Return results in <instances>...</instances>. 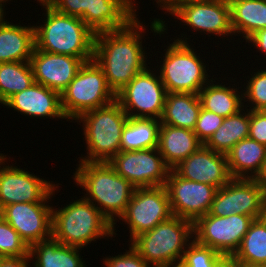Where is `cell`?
Instances as JSON below:
<instances>
[{
  "label": "cell",
  "mask_w": 266,
  "mask_h": 267,
  "mask_svg": "<svg viewBox=\"0 0 266 267\" xmlns=\"http://www.w3.org/2000/svg\"><path fill=\"white\" fill-rule=\"evenodd\" d=\"M145 26L136 17L125 28L95 34L93 60L115 94L151 63L142 45Z\"/></svg>",
  "instance_id": "1"
},
{
  "label": "cell",
  "mask_w": 266,
  "mask_h": 267,
  "mask_svg": "<svg viewBox=\"0 0 266 267\" xmlns=\"http://www.w3.org/2000/svg\"><path fill=\"white\" fill-rule=\"evenodd\" d=\"M78 163L73 173L74 183L86 191L83 197L113 224V235L116 237L115 225L125 213L136 187L117 174L108 162Z\"/></svg>",
  "instance_id": "2"
},
{
  "label": "cell",
  "mask_w": 266,
  "mask_h": 267,
  "mask_svg": "<svg viewBox=\"0 0 266 267\" xmlns=\"http://www.w3.org/2000/svg\"><path fill=\"white\" fill-rule=\"evenodd\" d=\"M37 2L46 13L43 25H34L35 49L93 60L95 33L79 17L61 14L44 0Z\"/></svg>",
  "instance_id": "3"
},
{
  "label": "cell",
  "mask_w": 266,
  "mask_h": 267,
  "mask_svg": "<svg viewBox=\"0 0 266 267\" xmlns=\"http://www.w3.org/2000/svg\"><path fill=\"white\" fill-rule=\"evenodd\" d=\"M52 207V237L63 245L84 248L98 239H113V224L84 197Z\"/></svg>",
  "instance_id": "4"
},
{
  "label": "cell",
  "mask_w": 266,
  "mask_h": 267,
  "mask_svg": "<svg viewBox=\"0 0 266 267\" xmlns=\"http://www.w3.org/2000/svg\"><path fill=\"white\" fill-rule=\"evenodd\" d=\"M193 240V223L172 216L128 242L151 267H179Z\"/></svg>",
  "instance_id": "5"
},
{
  "label": "cell",
  "mask_w": 266,
  "mask_h": 267,
  "mask_svg": "<svg viewBox=\"0 0 266 267\" xmlns=\"http://www.w3.org/2000/svg\"><path fill=\"white\" fill-rule=\"evenodd\" d=\"M128 119L117 100L80 115L75 122L83 124L88 155L81 156L79 161L109 162L121 151L122 130Z\"/></svg>",
  "instance_id": "6"
},
{
  "label": "cell",
  "mask_w": 266,
  "mask_h": 267,
  "mask_svg": "<svg viewBox=\"0 0 266 267\" xmlns=\"http://www.w3.org/2000/svg\"><path fill=\"white\" fill-rule=\"evenodd\" d=\"M180 35L179 38L175 37L177 39H174V42L167 44L169 46L164 49L166 51L161 58L163 61H160L162 64L159 66L160 70L158 68L157 71L167 93L198 95L200 90L211 80L209 79L211 76L207 72L209 69L200 58V53L195 51V47L189 45L190 39L187 38V34L181 33Z\"/></svg>",
  "instance_id": "7"
},
{
  "label": "cell",
  "mask_w": 266,
  "mask_h": 267,
  "mask_svg": "<svg viewBox=\"0 0 266 267\" xmlns=\"http://www.w3.org/2000/svg\"><path fill=\"white\" fill-rule=\"evenodd\" d=\"M44 1L61 14L79 17L95 34L125 28L139 16L135 0Z\"/></svg>",
  "instance_id": "8"
},
{
  "label": "cell",
  "mask_w": 266,
  "mask_h": 267,
  "mask_svg": "<svg viewBox=\"0 0 266 267\" xmlns=\"http://www.w3.org/2000/svg\"><path fill=\"white\" fill-rule=\"evenodd\" d=\"M115 100L116 94L94 60L85 62L61 93V107L66 121L70 122L87 111L106 106Z\"/></svg>",
  "instance_id": "9"
},
{
  "label": "cell",
  "mask_w": 266,
  "mask_h": 267,
  "mask_svg": "<svg viewBox=\"0 0 266 267\" xmlns=\"http://www.w3.org/2000/svg\"><path fill=\"white\" fill-rule=\"evenodd\" d=\"M153 72L147 66L116 94V100L129 117L160 120L167 92L157 70Z\"/></svg>",
  "instance_id": "10"
},
{
  "label": "cell",
  "mask_w": 266,
  "mask_h": 267,
  "mask_svg": "<svg viewBox=\"0 0 266 267\" xmlns=\"http://www.w3.org/2000/svg\"><path fill=\"white\" fill-rule=\"evenodd\" d=\"M253 221L254 218L247 215L218 217L208 213L193 223L194 240L225 258H231Z\"/></svg>",
  "instance_id": "11"
},
{
  "label": "cell",
  "mask_w": 266,
  "mask_h": 267,
  "mask_svg": "<svg viewBox=\"0 0 266 267\" xmlns=\"http://www.w3.org/2000/svg\"><path fill=\"white\" fill-rule=\"evenodd\" d=\"M173 216L166 186L135 188L125 213L119 218L129 228L130 241Z\"/></svg>",
  "instance_id": "12"
},
{
  "label": "cell",
  "mask_w": 266,
  "mask_h": 267,
  "mask_svg": "<svg viewBox=\"0 0 266 267\" xmlns=\"http://www.w3.org/2000/svg\"><path fill=\"white\" fill-rule=\"evenodd\" d=\"M208 213L218 217L240 214L259 219L266 216V194L255 179L232 178L217 189Z\"/></svg>",
  "instance_id": "13"
},
{
  "label": "cell",
  "mask_w": 266,
  "mask_h": 267,
  "mask_svg": "<svg viewBox=\"0 0 266 267\" xmlns=\"http://www.w3.org/2000/svg\"><path fill=\"white\" fill-rule=\"evenodd\" d=\"M108 163L136 188L165 186L170 171L158 148L119 151Z\"/></svg>",
  "instance_id": "14"
},
{
  "label": "cell",
  "mask_w": 266,
  "mask_h": 267,
  "mask_svg": "<svg viewBox=\"0 0 266 267\" xmlns=\"http://www.w3.org/2000/svg\"><path fill=\"white\" fill-rule=\"evenodd\" d=\"M7 159L0 163V204L3 207L13 203L50 202L49 199L62 185L53 184V181L40 178L14 164L6 165Z\"/></svg>",
  "instance_id": "15"
},
{
  "label": "cell",
  "mask_w": 266,
  "mask_h": 267,
  "mask_svg": "<svg viewBox=\"0 0 266 267\" xmlns=\"http://www.w3.org/2000/svg\"><path fill=\"white\" fill-rule=\"evenodd\" d=\"M180 20L193 32L221 37L233 36L230 6L221 0H188L168 14ZM189 26V27H188ZM210 34V35H209ZM232 34V35H231Z\"/></svg>",
  "instance_id": "16"
},
{
  "label": "cell",
  "mask_w": 266,
  "mask_h": 267,
  "mask_svg": "<svg viewBox=\"0 0 266 267\" xmlns=\"http://www.w3.org/2000/svg\"><path fill=\"white\" fill-rule=\"evenodd\" d=\"M166 189L173 216H178L194 223L198 218L208 214L217 188L180 177L170 169Z\"/></svg>",
  "instance_id": "17"
},
{
  "label": "cell",
  "mask_w": 266,
  "mask_h": 267,
  "mask_svg": "<svg viewBox=\"0 0 266 267\" xmlns=\"http://www.w3.org/2000/svg\"><path fill=\"white\" fill-rule=\"evenodd\" d=\"M49 202L13 203L4 207L8 222L30 247L52 237V205Z\"/></svg>",
  "instance_id": "18"
},
{
  "label": "cell",
  "mask_w": 266,
  "mask_h": 267,
  "mask_svg": "<svg viewBox=\"0 0 266 267\" xmlns=\"http://www.w3.org/2000/svg\"><path fill=\"white\" fill-rule=\"evenodd\" d=\"M173 170L186 180L212 185L217 189L232 179L226 154L215 152L204 144Z\"/></svg>",
  "instance_id": "19"
},
{
  "label": "cell",
  "mask_w": 266,
  "mask_h": 267,
  "mask_svg": "<svg viewBox=\"0 0 266 267\" xmlns=\"http://www.w3.org/2000/svg\"><path fill=\"white\" fill-rule=\"evenodd\" d=\"M84 63L81 58L35 48L30 58L34 82L60 94L68 87Z\"/></svg>",
  "instance_id": "20"
},
{
  "label": "cell",
  "mask_w": 266,
  "mask_h": 267,
  "mask_svg": "<svg viewBox=\"0 0 266 267\" xmlns=\"http://www.w3.org/2000/svg\"><path fill=\"white\" fill-rule=\"evenodd\" d=\"M2 106L33 119H67L61 107V94L35 82L28 89L11 96Z\"/></svg>",
  "instance_id": "21"
},
{
  "label": "cell",
  "mask_w": 266,
  "mask_h": 267,
  "mask_svg": "<svg viewBox=\"0 0 266 267\" xmlns=\"http://www.w3.org/2000/svg\"><path fill=\"white\" fill-rule=\"evenodd\" d=\"M203 143L193 130L161 124L159 128L158 150L165 164L173 169Z\"/></svg>",
  "instance_id": "22"
},
{
  "label": "cell",
  "mask_w": 266,
  "mask_h": 267,
  "mask_svg": "<svg viewBox=\"0 0 266 267\" xmlns=\"http://www.w3.org/2000/svg\"><path fill=\"white\" fill-rule=\"evenodd\" d=\"M0 21V63L30 61L35 48L34 26Z\"/></svg>",
  "instance_id": "23"
},
{
  "label": "cell",
  "mask_w": 266,
  "mask_h": 267,
  "mask_svg": "<svg viewBox=\"0 0 266 267\" xmlns=\"http://www.w3.org/2000/svg\"><path fill=\"white\" fill-rule=\"evenodd\" d=\"M79 247L61 244L50 237L29 247L33 267H86ZM35 258V259H34ZM34 259V260H33Z\"/></svg>",
  "instance_id": "24"
},
{
  "label": "cell",
  "mask_w": 266,
  "mask_h": 267,
  "mask_svg": "<svg viewBox=\"0 0 266 267\" xmlns=\"http://www.w3.org/2000/svg\"><path fill=\"white\" fill-rule=\"evenodd\" d=\"M226 158L232 178L255 179L266 160V146L248 137L232 147Z\"/></svg>",
  "instance_id": "25"
},
{
  "label": "cell",
  "mask_w": 266,
  "mask_h": 267,
  "mask_svg": "<svg viewBox=\"0 0 266 267\" xmlns=\"http://www.w3.org/2000/svg\"><path fill=\"white\" fill-rule=\"evenodd\" d=\"M230 85L227 87L223 82H216L212 76L198 93L202 108L224 118L242 110L244 108L243 91H239L240 87L237 88L235 84L232 87Z\"/></svg>",
  "instance_id": "26"
},
{
  "label": "cell",
  "mask_w": 266,
  "mask_h": 267,
  "mask_svg": "<svg viewBox=\"0 0 266 267\" xmlns=\"http://www.w3.org/2000/svg\"><path fill=\"white\" fill-rule=\"evenodd\" d=\"M200 98L194 93H167L161 124L194 130L201 110Z\"/></svg>",
  "instance_id": "27"
},
{
  "label": "cell",
  "mask_w": 266,
  "mask_h": 267,
  "mask_svg": "<svg viewBox=\"0 0 266 267\" xmlns=\"http://www.w3.org/2000/svg\"><path fill=\"white\" fill-rule=\"evenodd\" d=\"M230 9L234 36L247 40L256 31L266 28V0H240L231 4Z\"/></svg>",
  "instance_id": "28"
},
{
  "label": "cell",
  "mask_w": 266,
  "mask_h": 267,
  "mask_svg": "<svg viewBox=\"0 0 266 267\" xmlns=\"http://www.w3.org/2000/svg\"><path fill=\"white\" fill-rule=\"evenodd\" d=\"M249 126L250 110L243 108L238 113L225 117L204 145L215 152L226 154L242 139L249 137Z\"/></svg>",
  "instance_id": "29"
},
{
  "label": "cell",
  "mask_w": 266,
  "mask_h": 267,
  "mask_svg": "<svg viewBox=\"0 0 266 267\" xmlns=\"http://www.w3.org/2000/svg\"><path fill=\"white\" fill-rule=\"evenodd\" d=\"M161 122L154 118H131L122 130L121 151L158 148Z\"/></svg>",
  "instance_id": "30"
},
{
  "label": "cell",
  "mask_w": 266,
  "mask_h": 267,
  "mask_svg": "<svg viewBox=\"0 0 266 267\" xmlns=\"http://www.w3.org/2000/svg\"><path fill=\"white\" fill-rule=\"evenodd\" d=\"M231 258L247 265L266 266V216L254 219Z\"/></svg>",
  "instance_id": "31"
},
{
  "label": "cell",
  "mask_w": 266,
  "mask_h": 267,
  "mask_svg": "<svg viewBox=\"0 0 266 267\" xmlns=\"http://www.w3.org/2000/svg\"><path fill=\"white\" fill-rule=\"evenodd\" d=\"M34 83L30 61L0 63V104Z\"/></svg>",
  "instance_id": "32"
},
{
  "label": "cell",
  "mask_w": 266,
  "mask_h": 267,
  "mask_svg": "<svg viewBox=\"0 0 266 267\" xmlns=\"http://www.w3.org/2000/svg\"><path fill=\"white\" fill-rule=\"evenodd\" d=\"M225 257L193 240L186 248L179 267H223Z\"/></svg>",
  "instance_id": "33"
},
{
  "label": "cell",
  "mask_w": 266,
  "mask_h": 267,
  "mask_svg": "<svg viewBox=\"0 0 266 267\" xmlns=\"http://www.w3.org/2000/svg\"><path fill=\"white\" fill-rule=\"evenodd\" d=\"M247 77L246 86L243 85L244 90L242 89L244 91L243 102H247L246 104L244 103V108L266 110V69H259L257 72L252 71L251 78L250 76ZM247 104L250 105L248 106Z\"/></svg>",
  "instance_id": "34"
},
{
  "label": "cell",
  "mask_w": 266,
  "mask_h": 267,
  "mask_svg": "<svg viewBox=\"0 0 266 267\" xmlns=\"http://www.w3.org/2000/svg\"><path fill=\"white\" fill-rule=\"evenodd\" d=\"M29 256V247L4 219L0 222V257Z\"/></svg>",
  "instance_id": "35"
},
{
  "label": "cell",
  "mask_w": 266,
  "mask_h": 267,
  "mask_svg": "<svg viewBox=\"0 0 266 267\" xmlns=\"http://www.w3.org/2000/svg\"><path fill=\"white\" fill-rule=\"evenodd\" d=\"M223 120L224 117L201 108L193 131L198 139L205 144L213 133L221 126Z\"/></svg>",
  "instance_id": "36"
},
{
  "label": "cell",
  "mask_w": 266,
  "mask_h": 267,
  "mask_svg": "<svg viewBox=\"0 0 266 267\" xmlns=\"http://www.w3.org/2000/svg\"><path fill=\"white\" fill-rule=\"evenodd\" d=\"M124 254L117 256L104 257L103 264L105 267H151L130 245L129 250H125Z\"/></svg>",
  "instance_id": "37"
},
{
  "label": "cell",
  "mask_w": 266,
  "mask_h": 267,
  "mask_svg": "<svg viewBox=\"0 0 266 267\" xmlns=\"http://www.w3.org/2000/svg\"><path fill=\"white\" fill-rule=\"evenodd\" d=\"M249 138L266 146V111L250 110Z\"/></svg>",
  "instance_id": "38"
},
{
  "label": "cell",
  "mask_w": 266,
  "mask_h": 267,
  "mask_svg": "<svg viewBox=\"0 0 266 267\" xmlns=\"http://www.w3.org/2000/svg\"><path fill=\"white\" fill-rule=\"evenodd\" d=\"M246 42L248 45L251 43V47L253 46V49H258L259 52L264 53V57L266 60V28L261 29L253 33Z\"/></svg>",
  "instance_id": "39"
},
{
  "label": "cell",
  "mask_w": 266,
  "mask_h": 267,
  "mask_svg": "<svg viewBox=\"0 0 266 267\" xmlns=\"http://www.w3.org/2000/svg\"><path fill=\"white\" fill-rule=\"evenodd\" d=\"M29 256L25 257H0V267H32Z\"/></svg>",
  "instance_id": "40"
},
{
  "label": "cell",
  "mask_w": 266,
  "mask_h": 267,
  "mask_svg": "<svg viewBox=\"0 0 266 267\" xmlns=\"http://www.w3.org/2000/svg\"><path fill=\"white\" fill-rule=\"evenodd\" d=\"M158 4L159 10H165V13H172L181 3L188 0H154ZM160 6V7H159ZM167 11V12H166Z\"/></svg>",
  "instance_id": "41"
},
{
  "label": "cell",
  "mask_w": 266,
  "mask_h": 267,
  "mask_svg": "<svg viewBox=\"0 0 266 267\" xmlns=\"http://www.w3.org/2000/svg\"><path fill=\"white\" fill-rule=\"evenodd\" d=\"M255 180L264 189L266 194V160L263 163L260 173L256 176Z\"/></svg>",
  "instance_id": "42"
},
{
  "label": "cell",
  "mask_w": 266,
  "mask_h": 267,
  "mask_svg": "<svg viewBox=\"0 0 266 267\" xmlns=\"http://www.w3.org/2000/svg\"><path fill=\"white\" fill-rule=\"evenodd\" d=\"M223 267H266V266L247 265L240 262H236L232 258H226Z\"/></svg>",
  "instance_id": "43"
},
{
  "label": "cell",
  "mask_w": 266,
  "mask_h": 267,
  "mask_svg": "<svg viewBox=\"0 0 266 267\" xmlns=\"http://www.w3.org/2000/svg\"><path fill=\"white\" fill-rule=\"evenodd\" d=\"M6 9H4L1 5H0V21L2 20V19H4L5 18V16H6V13L4 12Z\"/></svg>",
  "instance_id": "44"
},
{
  "label": "cell",
  "mask_w": 266,
  "mask_h": 267,
  "mask_svg": "<svg viewBox=\"0 0 266 267\" xmlns=\"http://www.w3.org/2000/svg\"><path fill=\"white\" fill-rule=\"evenodd\" d=\"M4 219V207L0 204V222Z\"/></svg>",
  "instance_id": "45"
},
{
  "label": "cell",
  "mask_w": 266,
  "mask_h": 267,
  "mask_svg": "<svg viewBox=\"0 0 266 267\" xmlns=\"http://www.w3.org/2000/svg\"><path fill=\"white\" fill-rule=\"evenodd\" d=\"M221 1H223L225 4H227V5H231V4H233L234 2H237V1H240V0H221Z\"/></svg>",
  "instance_id": "46"
},
{
  "label": "cell",
  "mask_w": 266,
  "mask_h": 267,
  "mask_svg": "<svg viewBox=\"0 0 266 267\" xmlns=\"http://www.w3.org/2000/svg\"><path fill=\"white\" fill-rule=\"evenodd\" d=\"M10 1H12V0H0V5L3 7V8H5V6H6V2L8 3V2H10ZM36 1V0H35Z\"/></svg>",
  "instance_id": "47"
},
{
  "label": "cell",
  "mask_w": 266,
  "mask_h": 267,
  "mask_svg": "<svg viewBox=\"0 0 266 267\" xmlns=\"http://www.w3.org/2000/svg\"><path fill=\"white\" fill-rule=\"evenodd\" d=\"M7 156L3 153H0V163L6 158Z\"/></svg>",
  "instance_id": "48"
}]
</instances>
